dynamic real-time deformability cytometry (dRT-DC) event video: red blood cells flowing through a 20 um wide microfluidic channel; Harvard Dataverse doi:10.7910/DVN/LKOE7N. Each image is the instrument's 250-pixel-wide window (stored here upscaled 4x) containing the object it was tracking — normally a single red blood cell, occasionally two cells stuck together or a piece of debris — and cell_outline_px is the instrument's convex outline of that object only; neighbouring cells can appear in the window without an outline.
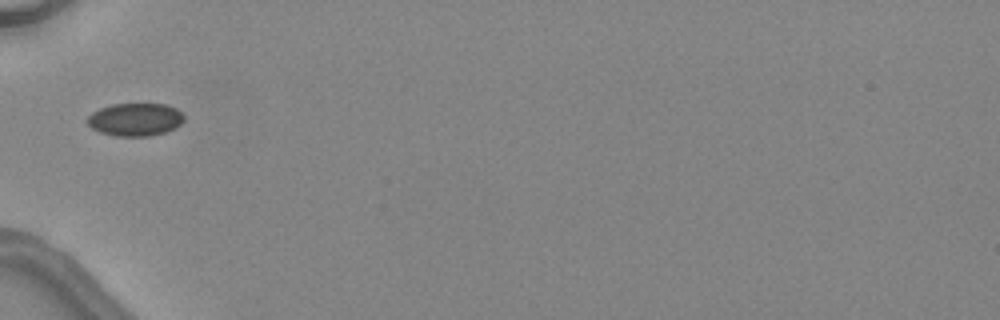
{"species": "common noctule bat (a hibernating species)", "species_latin": "Nyctalus noctula", "temperature_condition": "warm", "stored_images_in_passage": 1, "camera_frame_rate_fps": 3000, "um_per_image_px": 0.085, "animal": {"sex": "female", "body_mass_g": 24.6, "forearm_length_mm": 56.2}, "frame": {"image": 1, "passage_image": 1, "time_ms": 0.0, "image_size_px": [1000, 320], "cell_outline_px": [[184, 120], [180, 124], [164, 132], [148, 136], [116, 136], [100, 132], [92, 128], [84, 120], [92, 112], [100, 108], [112, 104], [168, 104], [176, 108], [184, 116]], "centroid_in_image_um": [11.46, 10.15], "position_along_channel_um": 73.5, "area_um2": 18.5}}